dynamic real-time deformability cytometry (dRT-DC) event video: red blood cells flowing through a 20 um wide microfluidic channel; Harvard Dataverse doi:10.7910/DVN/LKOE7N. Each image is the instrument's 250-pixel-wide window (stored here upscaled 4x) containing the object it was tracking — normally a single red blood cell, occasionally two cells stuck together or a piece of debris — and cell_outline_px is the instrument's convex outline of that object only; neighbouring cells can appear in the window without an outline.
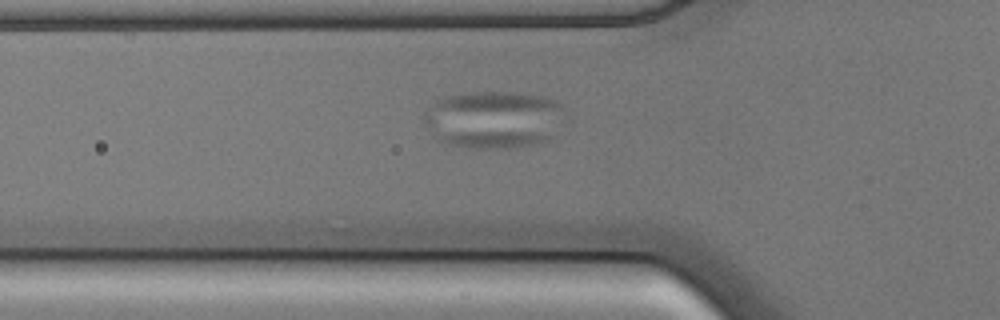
{"species": "common noctule bat (a hibernating species)", "species_latin": "Nyctalus noctula", "temperature_condition": "cold", "stored_images_in_passage": 24, "camera_frame_rate_fps": 3000, "um_per_image_px": 0.085, "animal": {"sex": "male", "body_mass_g": 17.9, "forearm_length_mm": 54.2}, "frame": {"image": 1, "passage_image": 10, "time_ms": 3.0, "image_size_px": [1000, 320], "cell_outline_px": [[556, 136], [540, 144], [520, 148], [468, 148], [448, 144], [440, 140], [440, 132], [536, 132]], "centroid_in_image_um": [42.02, 11.85], "position_along_channel_um": 83.8, "area_um2": 11.27}}